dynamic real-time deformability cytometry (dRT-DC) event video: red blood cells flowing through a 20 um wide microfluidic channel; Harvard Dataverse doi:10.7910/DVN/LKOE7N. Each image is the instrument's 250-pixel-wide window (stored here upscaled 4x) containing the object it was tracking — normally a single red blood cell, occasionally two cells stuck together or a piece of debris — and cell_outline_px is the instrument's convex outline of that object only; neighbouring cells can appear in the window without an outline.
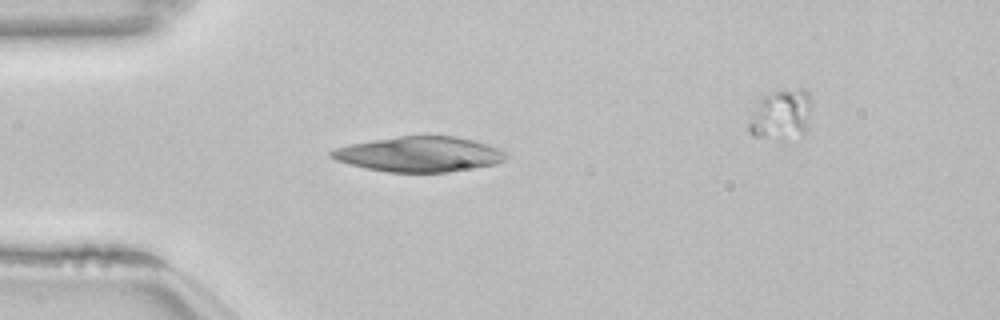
{"species": "common noctule bat (a hibernating species)", "species_latin": "Nyctalus noctula", "temperature_condition": "room temperature", "stored_images_in_passage": 37, "camera_frame_rate_fps": 3000, "um_per_image_px": 0.085, "animal": {"sex": "female", "body_mass_g": 22.7, "forearm_length_mm": 54.2}, "frame": {"image": 1, "passage_image": 2, "time_ms": 0.333, "image_size_px": [1000, 320], "cell_outline_px": [[508, 156], [504, 160], [496, 164], [448, 172], [388, 172], [368, 168], [336, 160], [328, 156], [328, 152], [336, 148], [352, 144], [400, 136], [456, 136], [488, 144], [500, 148], [508, 152]], "centroid_in_image_um": [35.71, 13.11], "position_along_channel_um": 49.3, "area_um2": 35.55}}